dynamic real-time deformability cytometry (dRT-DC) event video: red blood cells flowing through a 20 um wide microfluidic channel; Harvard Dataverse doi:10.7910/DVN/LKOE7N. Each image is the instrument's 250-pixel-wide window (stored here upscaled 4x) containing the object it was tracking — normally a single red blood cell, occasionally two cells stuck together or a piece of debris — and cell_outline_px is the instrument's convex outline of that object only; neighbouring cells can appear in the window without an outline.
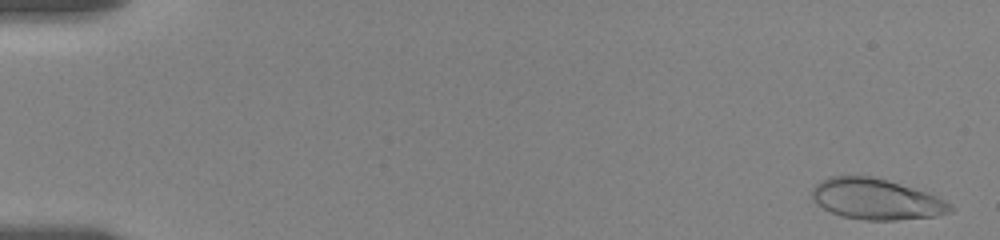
{"species": "human", "species_latin": "Homo sapiens", "temperature_condition": "room temperature", "stored_images_in_passage": 57, "camera_frame_rate_fps": 3000, "um_per_image_px": 0.085, "donor": {"sex": "female"}, "frame": {"image": 1, "passage_image": 2, "time_ms": 0.333, "image_size_px": [1000, 240], "cell_outline_px": [[956, 208], [952, 212], [936, 216], [896, 220], [864, 220], [840, 216], [816, 204], [812, 196], [812, 188], [816, 184], [828, 176], [872, 176], [888, 180], [924, 192], [944, 200], [952, 204]], "centroid_in_image_um": [74.47, 16.93], "position_along_channel_um": 10.5, "area_um2": 32.83}}
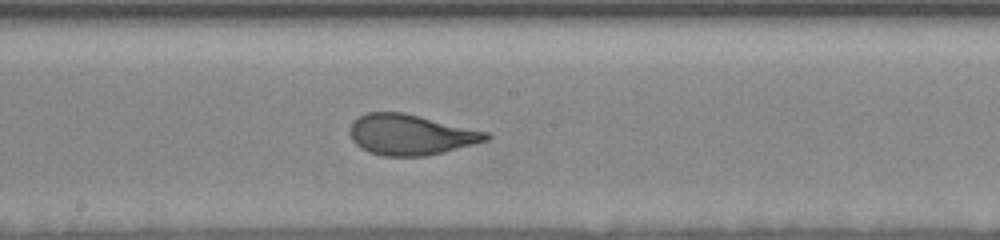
{"frame": {"image": 2, "passage_image": 32, "time_ms": 10.333, "image_size_px": [1000, 240], "cell_outline_px": [[492, 136], [488, 140], [444, 152], [424, 156], [380, 156], [368, 152], [360, 148], [352, 140], [348, 132], [352, 120], [368, 112], [404, 112], [488, 132]], "centroid_in_image_um": [34.87, 11.45], "position_along_channel_um": 213.3, "area_um2": 32.43}}
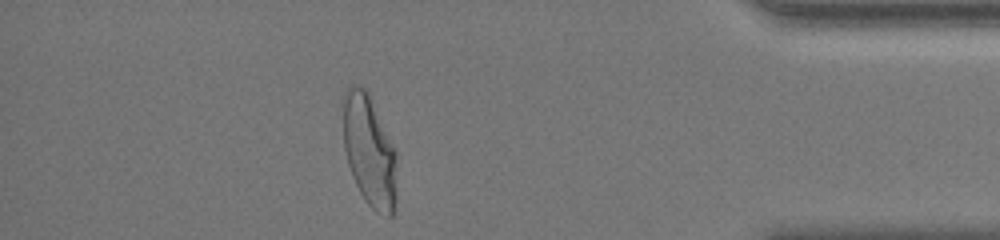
{"frame": {"image": 3, "passage_image": 51, "time_ms": 16.667, "image_size_px": [1000, 240], "cell_outline_px": [[396, 208], [392, 216], [388, 216], [376, 212], [364, 200], [352, 176], [348, 164], [344, 148], [344, 88], [348, 84], [360, 84], [368, 92], [396, 152]], "centroid_in_image_um": [31.4, 12.84], "position_along_channel_um": 403.8, "area_um2": 34.97}, "authors_computed_cell_mechanics": {"area_um2": 32.5992, "velocity_mm_per_s": 3.5377, "shape_relaxation_time_tau1_ms": 5.0075, "shape_relaxation_time_tau2_ms": null, "deformation_change_tau1": 0.1989, "deformation_change_tau2": null}}